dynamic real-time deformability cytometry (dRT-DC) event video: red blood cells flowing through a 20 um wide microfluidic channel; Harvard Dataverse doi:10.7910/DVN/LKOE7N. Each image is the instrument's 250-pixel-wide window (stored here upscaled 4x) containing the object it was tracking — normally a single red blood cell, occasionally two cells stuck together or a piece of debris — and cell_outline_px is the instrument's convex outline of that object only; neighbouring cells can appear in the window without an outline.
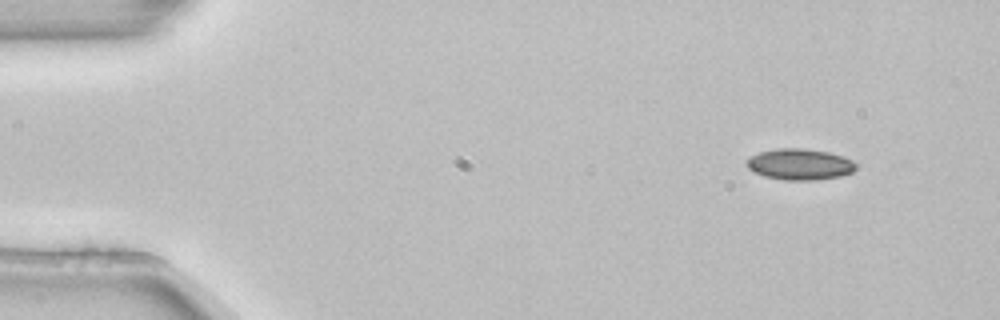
{"species": "common noctule bat (a hibernating species)", "species_latin": "Nyctalus noctula", "temperature_condition": "room temperature", "stored_images_in_passage": 5, "camera_frame_rate_fps": 3000, "um_per_image_px": 0.085, "animal": {"sex": "female", "body_mass_g": 22.7, "forearm_length_mm": 54.2}, "frame": {"image": 1, "passage_image": 1, "time_ms": 0.0, "image_size_px": [1000, 320], "cell_outline_px": [[856, 168], [852, 172], [840, 176], [816, 180], [784, 180], [764, 176], [748, 168], [744, 164], [744, 160], [760, 152], [776, 148], [804, 148], [828, 152], [844, 156], [852, 160], [856, 164]], "centroid_in_image_um": [67.97, 13.96], "position_along_channel_um": 17.0, "area_um2": 19.94}}
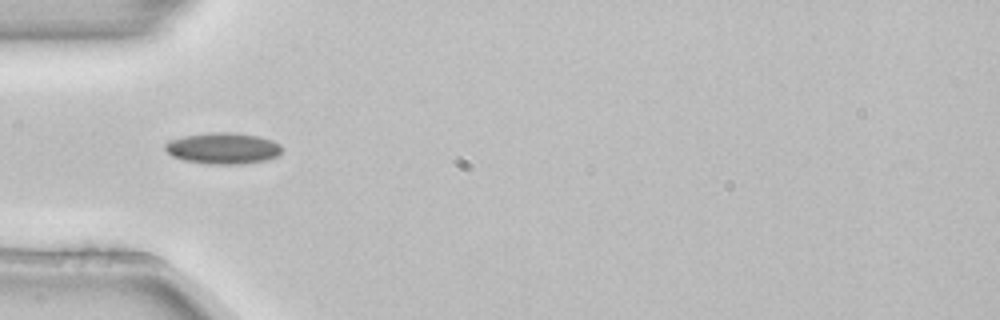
{"frame": {"image": 2, "passage_image": 4, "time_ms": 1.0, "image_size_px": [1000, 320], "cell_outline_px": [[280, 156], [268, 160], [240, 164], [208, 164], [184, 160], [172, 156], [164, 148], [164, 144], [168, 140], [184, 136], [212, 132], [236, 132], [260, 136], [272, 140], [280, 144]], "centroid_in_image_um": [18.97, 12.6], "position_along_channel_um": 66.0, "area_um2": 21.5}}